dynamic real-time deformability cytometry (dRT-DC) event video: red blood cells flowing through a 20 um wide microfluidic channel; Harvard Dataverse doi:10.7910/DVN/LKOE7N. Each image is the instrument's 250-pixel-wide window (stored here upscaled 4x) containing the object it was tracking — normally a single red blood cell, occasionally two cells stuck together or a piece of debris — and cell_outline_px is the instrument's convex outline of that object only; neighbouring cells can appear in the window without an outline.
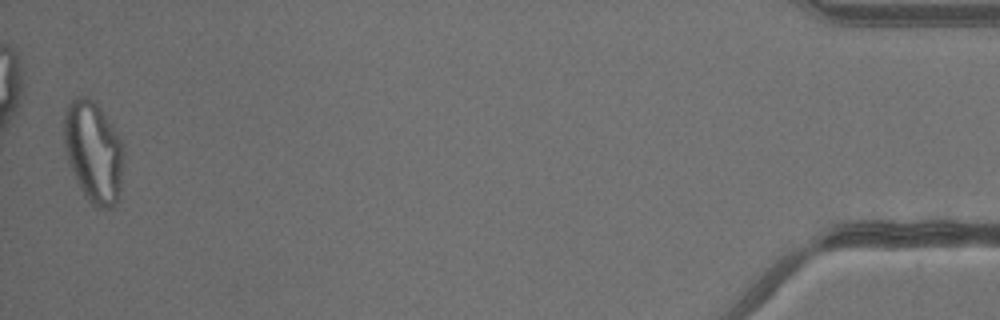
{"species": "common noctule bat (a hibernating species)", "species_latin": "Nyctalus noctula", "temperature_condition": "warm", "stored_images_in_passage": 33, "camera_frame_rate_fps": 3000, "um_per_image_px": 0.085, "animal": {"sex": "male", "body_mass_g": 13.3}, "frame": {"image": 1, "passage_image": 33, "time_ms": 10.667, "image_size_px": [1000, 320], "cell_outline_px": [[124, 144], [120, 196], [112, 208], [96, 208], [84, 196], [68, 164], [64, 148], [64, 116], [68, 104], [76, 96], [88, 96], [100, 108], [112, 124]], "centroid_in_image_um": [7.95, 12.92], "position_along_channel_um": 427.3, "area_um2": 35.66}}